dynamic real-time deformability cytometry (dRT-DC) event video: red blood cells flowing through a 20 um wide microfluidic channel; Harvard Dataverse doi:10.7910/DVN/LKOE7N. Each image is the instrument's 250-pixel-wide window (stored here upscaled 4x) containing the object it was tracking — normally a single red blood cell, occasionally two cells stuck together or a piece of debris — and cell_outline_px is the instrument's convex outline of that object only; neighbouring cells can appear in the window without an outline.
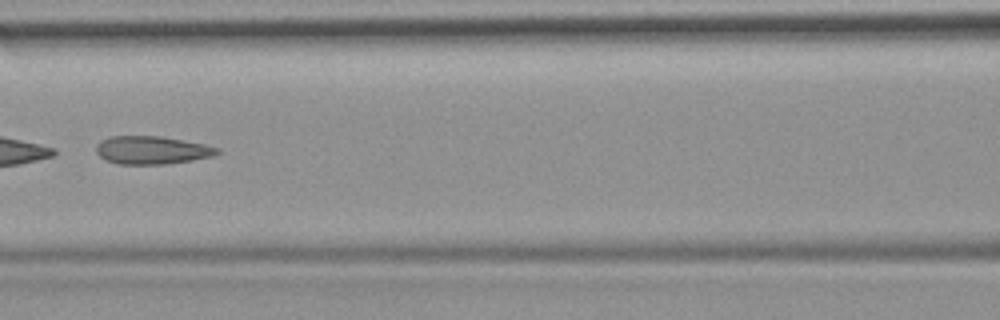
{"species": "common noctule bat (a hibernating species)", "species_latin": "Nyctalus noctula", "temperature_condition": "room temperature", "stored_images_in_passage": 22, "camera_frame_rate_fps": 3000, "um_per_image_px": 0.085, "animal": {"sex": "female", "body_mass_g": 19.9}, "frame": {"image": 1, "passage_image": 7, "time_ms": 2.0, "image_size_px": [1000, 320], "cell_outline_px": [[220, 152], [212, 156], [192, 160], [168, 164], [120, 164], [104, 160], [96, 152], [96, 144], [100, 140], [112, 136], [160, 136], [204, 144], [220, 148]], "centroid_in_image_um": [12.89, 12.76], "position_along_channel_um": 153.7, "area_um2": 19.83}}
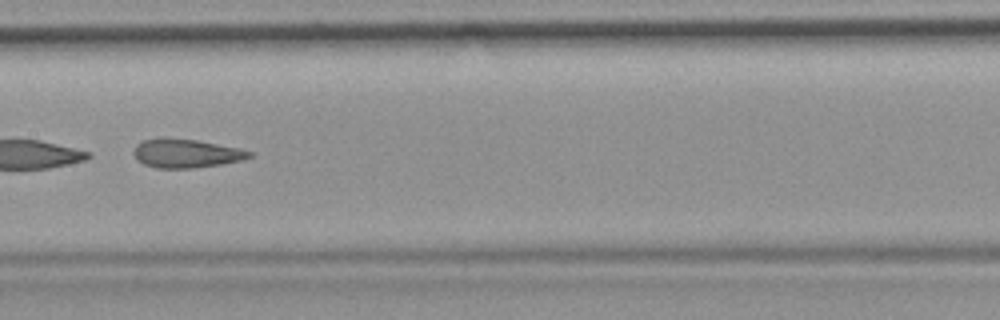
{"frame": {"image": 2, "passage_image": 10, "time_ms": 3.0, "image_size_px": [1000, 320], "cell_outline_px": [[252, 156], [244, 160], [220, 164], [192, 168], [156, 168], [144, 164], [132, 152], [136, 144], [144, 140], [160, 136], [164, 136], [196, 140], [240, 148], [252, 152]], "centroid_in_image_um": [15.81, 13.01], "position_along_channel_um": 191.6, "area_um2": 19.54}}